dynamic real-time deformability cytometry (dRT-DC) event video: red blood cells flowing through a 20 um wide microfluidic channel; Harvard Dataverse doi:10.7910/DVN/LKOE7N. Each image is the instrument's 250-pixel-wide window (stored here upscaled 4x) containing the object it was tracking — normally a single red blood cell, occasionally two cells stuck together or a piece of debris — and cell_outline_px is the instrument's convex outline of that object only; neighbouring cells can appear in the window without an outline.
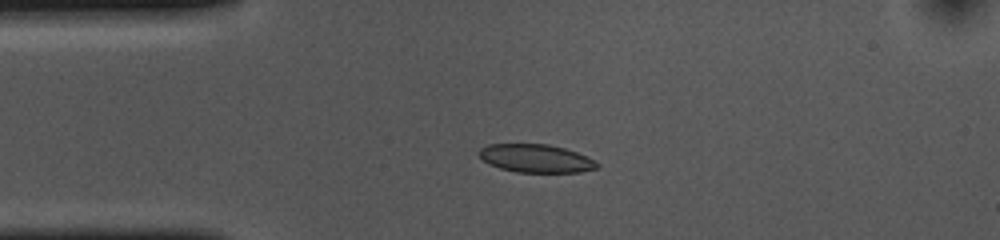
{"species": "common noctule bat (a hibernating species)", "species_latin": "Nyctalus noctula", "temperature_condition": "cold", "stored_images_in_passage": 51, "camera_frame_rate_fps": 3000, "um_per_image_px": 0.085, "animal": {"sex": "female", "body_mass_g": 10.0, "forearm_length_mm": 53.1}, "frame": {"image": 1, "passage_image": 9, "time_ms": 2.667, "image_size_px": [1000, 240], "cell_outline_px": [[600, 164], [596, 168], [580, 172], [516, 172], [500, 168], [488, 164], [476, 152], [480, 148], [488, 144], [548, 144], [564, 148], [588, 156]], "centroid_in_image_um": [45.53, 13.46], "position_along_channel_um": 39.5, "area_um2": 19.42}}
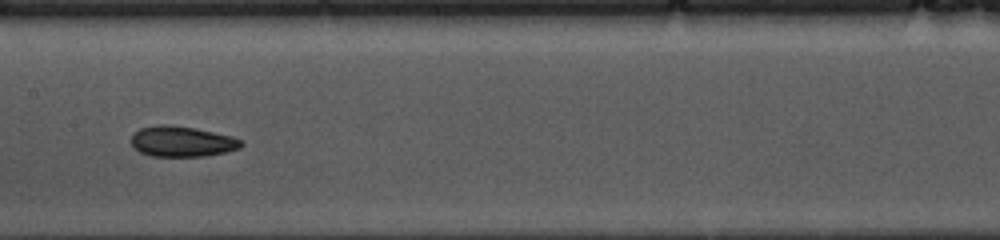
{"frame": {"image": 2, "passage_image": 23, "time_ms": 7.333, "image_size_px": [1000, 240], "cell_outline_px": [[244, 144], [240, 148], [224, 152], [204, 156], [152, 156], [140, 152], [132, 144], [132, 136], [140, 128], [156, 124], [168, 124], [192, 128], [232, 136], [244, 140]], "centroid_in_image_um": [15.49, 12.02], "position_along_channel_um": 191.9, "area_um2": 19.42}}
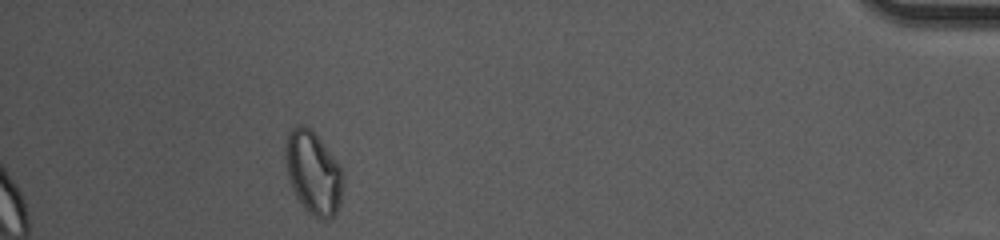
{"frame": {"image": 3, "passage_image": 46, "time_ms": 15.0, "image_size_px": [1000, 240], "cell_outline_px": [[344, 184], [340, 204], [336, 212], [332, 216], [324, 220], [308, 212], [304, 208], [296, 196], [292, 188], [288, 176], [284, 156], [284, 148], [288, 132], [292, 128], [300, 124], [304, 124], [320, 140], [340, 164], [344, 172]], "centroid_in_image_um": [26.64, 14.68], "position_along_channel_um": 408.6, "area_um2": 27.98}, "authors_computed_cell_mechanics": {"area_um2": 19.9988, "velocity_mm_per_s": 3.6426, "shape_relaxation_time_tau1_ms": 6.2965, "shape_relaxation_time_tau2_ms": null, "deformation_change_tau1": 0.1112, "deformation_change_tau2": null}}